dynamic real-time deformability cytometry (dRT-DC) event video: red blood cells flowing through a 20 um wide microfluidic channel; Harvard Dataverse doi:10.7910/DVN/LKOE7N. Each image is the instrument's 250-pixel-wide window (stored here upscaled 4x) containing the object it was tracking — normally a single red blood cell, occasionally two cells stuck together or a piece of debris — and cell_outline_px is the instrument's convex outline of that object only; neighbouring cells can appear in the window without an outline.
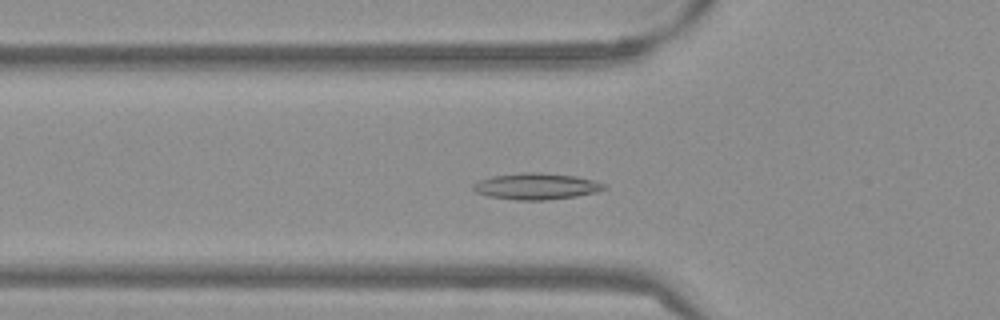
{"species": "Egyptian fruit bat (a non-hibernating species)", "species_latin": "Rousettus aegyptiacus", "temperature_condition": "warm", "stored_images_in_passage": 52, "camera_frame_rate_fps": 3000, "um_per_image_px": 0.085, "frame": {"image": 1, "passage_image": 17, "time_ms": 5.333, "image_size_px": [1000, 320], "cell_outline_px": [[608, 188], [596, 192], [576, 196], [544, 200], [516, 200], [488, 196], [476, 192], [472, 188], [472, 184], [480, 180], [492, 176], [524, 172], [540, 172], [576, 176], [592, 180], [604, 184]], "centroid_in_image_um": [45.57, 15.83], "position_along_channel_um": 80.2, "area_um2": 20.06}}
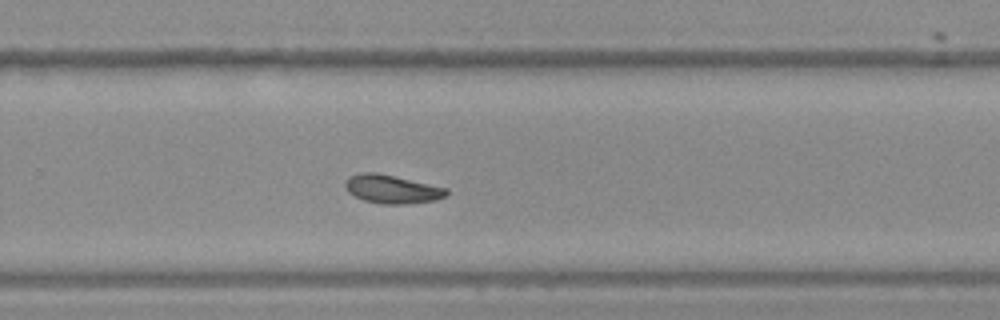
{"frame": {"image": 2, "passage_image": 34, "time_ms": 11.0, "image_size_px": [1000, 320], "cell_outline_px": [[448, 196], [436, 200], [408, 204], [380, 204], [364, 200], [348, 192], [344, 184], [344, 180], [348, 176], [360, 172], [376, 172], [448, 188]], "centroid_in_image_um": [33.31, 16.07], "position_along_channel_um": 296.5, "area_um2": 16.99}}
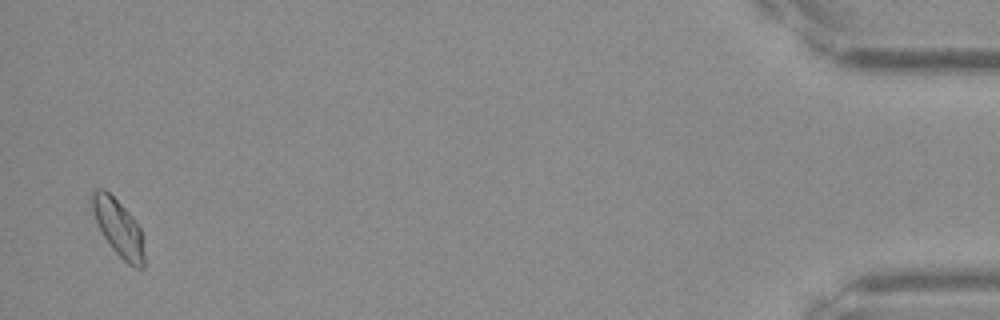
{"frame": {"image": 3, "passage_image": 51, "time_ms": 16.667, "image_size_px": [1000, 320], "cell_outline_px": [[144, 268], [132, 268], [112, 248], [104, 236], [92, 212], [88, 196], [96, 188], [104, 188], [132, 216], [140, 228], [144, 252]], "centroid_in_image_um": [10.04, 19.34], "position_along_channel_um": 425.2, "area_um2": 17.22}, "authors_computed_cell_mechanics": {"area_um2": 17.0799, "velocity_mm_per_s": 3.8059, "shape_relaxation_time_tau1_ms": null, "shape_relaxation_time_tau2_ms": 4.8324, "deformation_change_tau1": null, "deformation_change_tau2": 0.1027}}